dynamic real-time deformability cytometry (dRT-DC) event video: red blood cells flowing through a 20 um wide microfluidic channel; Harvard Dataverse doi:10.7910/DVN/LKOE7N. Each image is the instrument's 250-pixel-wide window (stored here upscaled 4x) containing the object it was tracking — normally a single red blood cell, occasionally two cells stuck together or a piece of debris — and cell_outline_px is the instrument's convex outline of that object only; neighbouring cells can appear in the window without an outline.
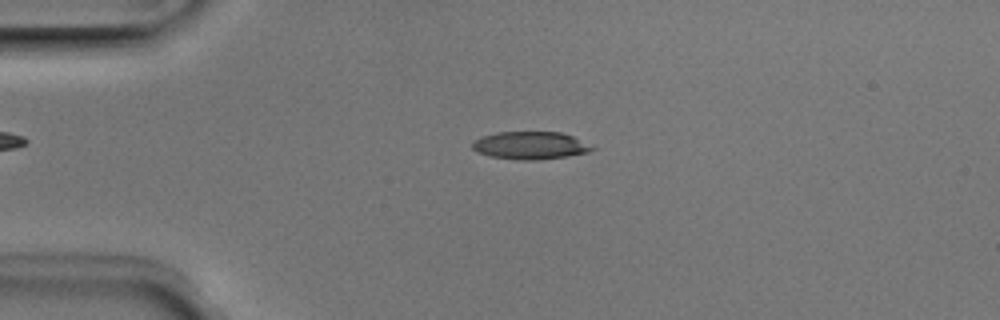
{"species": "Egyptian fruit bat (a non-hibernating species)", "species_latin": "Rousettus aegyptiacus", "temperature_condition": "room temperature", "stored_images_in_passage": 44, "camera_frame_rate_fps": 3000, "um_per_image_px": 0.085, "animal": {"sex": "male"}, "frame": {"image": 1, "passage_image": 5, "time_ms": 1.333, "image_size_px": [1000, 320], "cell_outline_px": [[596, 148], [588, 152], [568, 156], [536, 160], [520, 160], [492, 156], [476, 152], [472, 148], [472, 140], [480, 136], [496, 132], [560, 132], [572, 136]], "centroid_in_image_um": [45.02, 12.36], "position_along_channel_um": 40.0, "area_um2": 19.31}}
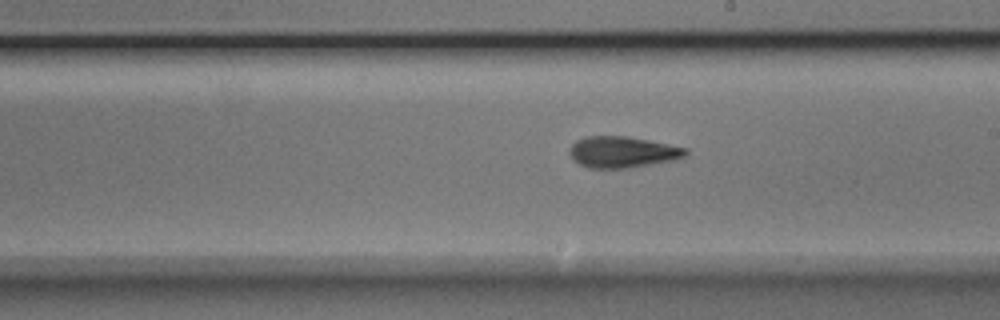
{"frame": {"image": 2, "passage_image": 22, "time_ms": 7.0, "image_size_px": [1000, 320], "cell_outline_px": [[688, 152], [684, 156], [676, 160], [628, 168], [588, 168], [572, 160], [568, 152], [572, 144], [576, 140], [588, 136], [628, 136], [688, 148]], "centroid_in_image_um": [52.9, 12.93], "position_along_channel_um": 236.1, "area_um2": 21.27}}
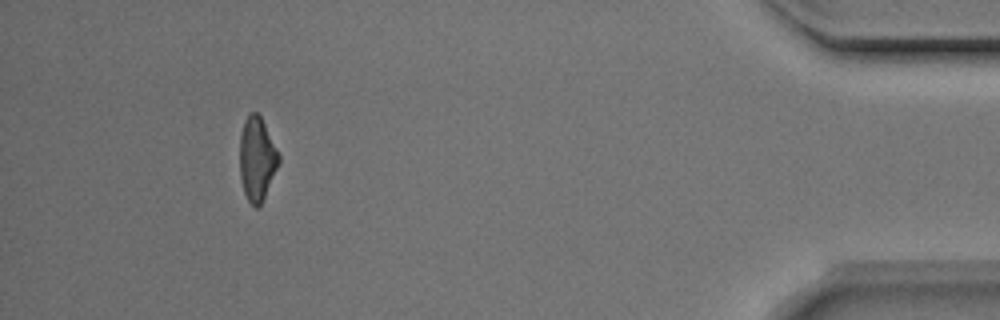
{"frame": {"image": 3, "passage_image": 40, "time_ms": 13.0, "image_size_px": [1000, 320], "cell_outline_px": [[280, 160], [264, 196], [260, 204], [256, 208], [248, 200], [244, 192], [240, 176], [240, 136], [244, 120], [252, 112], [256, 112], [260, 116], [280, 152]], "centroid_in_image_um": [21.84, 13.47], "position_along_channel_um": 413.4, "area_um2": 18.79}, "authors_computed_cell_mechanics": {"area_um2": 20.4323, "velocity_mm_per_s": 3.9772, "shape_relaxation_time_tau1_ms": 3.774, "shape_relaxation_time_tau2_ms": 2.9399, "deformation_change_tau1": 0.1659, "deformation_change_tau2": 0.1258}}